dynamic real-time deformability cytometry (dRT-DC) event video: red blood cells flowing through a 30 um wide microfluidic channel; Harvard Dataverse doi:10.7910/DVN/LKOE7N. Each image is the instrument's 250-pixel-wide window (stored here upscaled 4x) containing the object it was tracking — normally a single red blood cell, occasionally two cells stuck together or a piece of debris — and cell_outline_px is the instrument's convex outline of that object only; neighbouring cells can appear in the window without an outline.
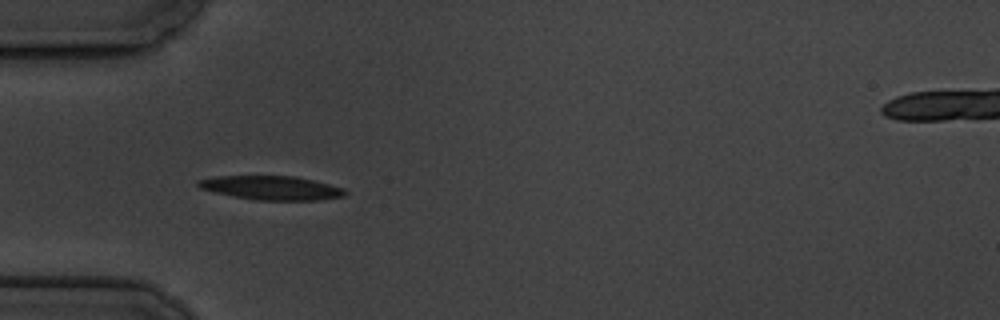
{"species": "common noctule bat (a hibernating species)", "species_latin": "Nyctalus noctula", "temperature_condition": "cold", "stored_images_in_passage": 7, "camera_frame_rate_fps": 3000, "um_per_image_px": 0.085, "animal": {"sex": "male", "body_mass_g": 19.5, "forearm_length_mm": 54.6}, "frame": {"image": 1, "passage_image": 5, "time_ms": 5.667, "image_size_px": [1000, 320], "cell_outline_px": [[348, 192], [344, 196], [320, 200], [256, 200], [216, 192], [200, 188], [196, 184], [196, 180], [216, 176], [296, 176], [344, 188]], "centroid_in_image_um": [23.09, 15.96], "position_along_channel_um": 61.9, "area_um2": 20.35}}
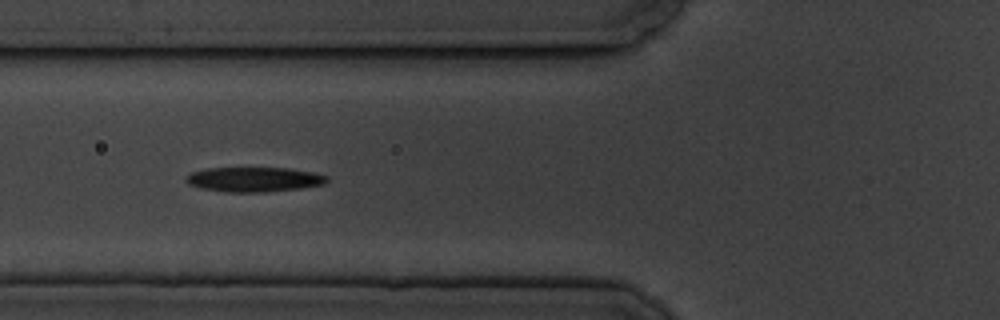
{"frame": {"image": 2, "passage_image": 6, "time_ms": 7.0, "image_size_px": [1000, 320], "cell_outline_px": [[328, 180], [324, 184], [300, 188], [264, 192], [224, 192], [200, 188], [188, 184], [184, 180], [192, 172], [208, 168], [288, 168], [312, 172], [328, 176]], "centroid_in_image_um": [21.58, 15.25], "position_along_channel_um": 104.2, "area_um2": 20.23}}
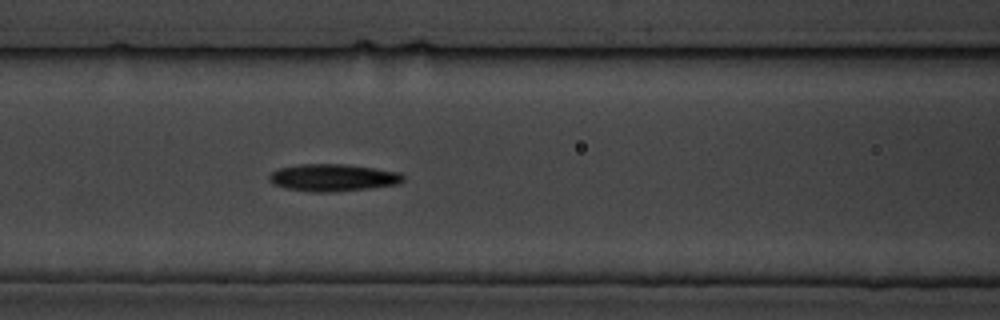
{"frame": {"image": 3, "passage_image": 7, "time_ms": 8.0, "image_size_px": [1000, 320], "cell_outline_px": [[404, 180], [400, 184], [372, 188], [328, 192], [316, 192], [288, 188], [272, 184], [268, 180], [268, 176], [272, 172], [280, 168], [300, 164], [348, 164], [400, 172], [404, 176]], "centroid_in_image_um": [28.34, 15.09], "position_along_channel_um": 138.3, "area_um2": 21.27}}